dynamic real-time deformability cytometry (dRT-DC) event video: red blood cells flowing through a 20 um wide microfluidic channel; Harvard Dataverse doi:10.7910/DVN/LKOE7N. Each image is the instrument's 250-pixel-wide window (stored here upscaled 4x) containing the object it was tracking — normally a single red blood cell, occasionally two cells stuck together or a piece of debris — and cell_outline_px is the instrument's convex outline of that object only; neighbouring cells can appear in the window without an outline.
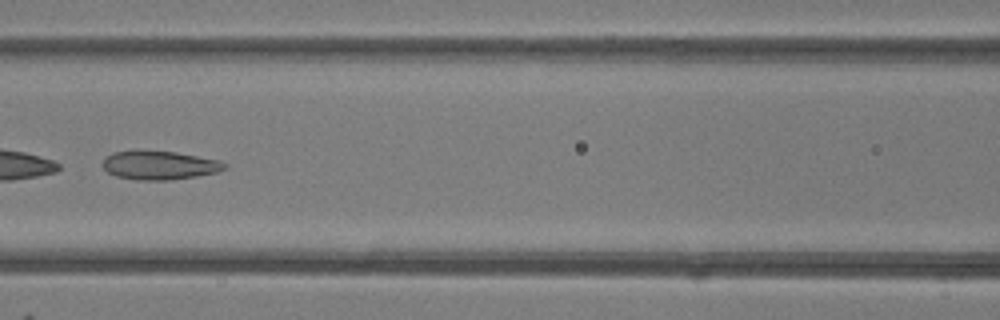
{"species": "common noctule bat (a hibernating species)", "species_latin": "Nyctalus noctula", "temperature_condition": "room temperature", "stored_images_in_passage": 47, "camera_frame_rate_fps": 3000, "um_per_image_px": 0.085, "animal": {"sex": "female"}, "frame": {"image": 1, "passage_image": 21, "time_ms": 6.667, "image_size_px": [1000, 320], "cell_outline_px": [[228, 168], [216, 172], [196, 176], [168, 180], [136, 180], [116, 176], [108, 172], [104, 168], [104, 160], [112, 152], [176, 152], [216, 160], [228, 164]], "centroid_in_image_um": [13.59, 14.07], "position_along_channel_um": 153.0, "area_um2": 19.77}}